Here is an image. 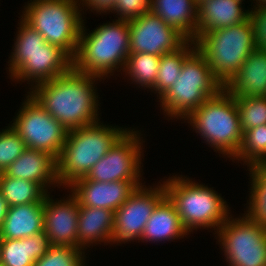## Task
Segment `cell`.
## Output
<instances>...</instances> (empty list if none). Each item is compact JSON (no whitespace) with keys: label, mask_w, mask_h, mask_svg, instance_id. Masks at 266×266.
<instances>
[{"label":"cell","mask_w":266,"mask_h":266,"mask_svg":"<svg viewBox=\"0 0 266 266\" xmlns=\"http://www.w3.org/2000/svg\"><path fill=\"white\" fill-rule=\"evenodd\" d=\"M100 79L72 68L55 79L32 86L27 93L69 131L100 121L94 86L95 80Z\"/></svg>","instance_id":"cell-1"},{"label":"cell","mask_w":266,"mask_h":266,"mask_svg":"<svg viewBox=\"0 0 266 266\" xmlns=\"http://www.w3.org/2000/svg\"><path fill=\"white\" fill-rule=\"evenodd\" d=\"M82 25L73 68L104 79L116 69L124 70L130 53L129 21L113 20L89 34Z\"/></svg>","instance_id":"cell-2"},{"label":"cell","mask_w":266,"mask_h":266,"mask_svg":"<svg viewBox=\"0 0 266 266\" xmlns=\"http://www.w3.org/2000/svg\"><path fill=\"white\" fill-rule=\"evenodd\" d=\"M100 123L67 132L65 144L57 159V178L60 186L65 185L66 188L75 180L85 177L129 130Z\"/></svg>","instance_id":"cell-3"},{"label":"cell","mask_w":266,"mask_h":266,"mask_svg":"<svg viewBox=\"0 0 266 266\" xmlns=\"http://www.w3.org/2000/svg\"><path fill=\"white\" fill-rule=\"evenodd\" d=\"M163 186L188 233L197 228L213 227L218 230L229 217L230 210L226 201L208 186L185 179L182 175L169 177L163 182Z\"/></svg>","instance_id":"cell-4"},{"label":"cell","mask_w":266,"mask_h":266,"mask_svg":"<svg viewBox=\"0 0 266 266\" xmlns=\"http://www.w3.org/2000/svg\"><path fill=\"white\" fill-rule=\"evenodd\" d=\"M224 88L214 76L205 56L196 48L184 61L178 80L160 98L170 119L184 120L207 99Z\"/></svg>","instance_id":"cell-5"},{"label":"cell","mask_w":266,"mask_h":266,"mask_svg":"<svg viewBox=\"0 0 266 266\" xmlns=\"http://www.w3.org/2000/svg\"><path fill=\"white\" fill-rule=\"evenodd\" d=\"M185 120L218 153L231 159L237 154L243 131L235 97L224 88L216 96L207 99Z\"/></svg>","instance_id":"cell-6"},{"label":"cell","mask_w":266,"mask_h":266,"mask_svg":"<svg viewBox=\"0 0 266 266\" xmlns=\"http://www.w3.org/2000/svg\"><path fill=\"white\" fill-rule=\"evenodd\" d=\"M24 6L22 19L38 31L49 44L75 57L79 45L82 11L79 0H30Z\"/></svg>","instance_id":"cell-7"},{"label":"cell","mask_w":266,"mask_h":266,"mask_svg":"<svg viewBox=\"0 0 266 266\" xmlns=\"http://www.w3.org/2000/svg\"><path fill=\"white\" fill-rule=\"evenodd\" d=\"M214 76L223 86L255 50L250 18L230 27L201 32L195 39Z\"/></svg>","instance_id":"cell-8"},{"label":"cell","mask_w":266,"mask_h":266,"mask_svg":"<svg viewBox=\"0 0 266 266\" xmlns=\"http://www.w3.org/2000/svg\"><path fill=\"white\" fill-rule=\"evenodd\" d=\"M215 232L228 266H266V225L230 215Z\"/></svg>","instance_id":"cell-9"},{"label":"cell","mask_w":266,"mask_h":266,"mask_svg":"<svg viewBox=\"0 0 266 266\" xmlns=\"http://www.w3.org/2000/svg\"><path fill=\"white\" fill-rule=\"evenodd\" d=\"M22 105L11 127L27 148L50 153L58 159L68 131L30 95Z\"/></svg>","instance_id":"cell-10"},{"label":"cell","mask_w":266,"mask_h":266,"mask_svg":"<svg viewBox=\"0 0 266 266\" xmlns=\"http://www.w3.org/2000/svg\"><path fill=\"white\" fill-rule=\"evenodd\" d=\"M129 129L115 145L80 179L98 182L140 181L141 133Z\"/></svg>","instance_id":"cell-11"},{"label":"cell","mask_w":266,"mask_h":266,"mask_svg":"<svg viewBox=\"0 0 266 266\" xmlns=\"http://www.w3.org/2000/svg\"><path fill=\"white\" fill-rule=\"evenodd\" d=\"M9 58L11 79L30 81L31 87L55 79L73 68V58L62 48L47 42L35 53H12Z\"/></svg>","instance_id":"cell-12"},{"label":"cell","mask_w":266,"mask_h":266,"mask_svg":"<svg viewBox=\"0 0 266 266\" xmlns=\"http://www.w3.org/2000/svg\"><path fill=\"white\" fill-rule=\"evenodd\" d=\"M137 187L115 211L113 244L139 240L156 205L166 196L160 183L156 187Z\"/></svg>","instance_id":"cell-13"},{"label":"cell","mask_w":266,"mask_h":266,"mask_svg":"<svg viewBox=\"0 0 266 266\" xmlns=\"http://www.w3.org/2000/svg\"><path fill=\"white\" fill-rule=\"evenodd\" d=\"M130 53L161 57L181 48L188 39L151 11L129 21Z\"/></svg>","instance_id":"cell-14"},{"label":"cell","mask_w":266,"mask_h":266,"mask_svg":"<svg viewBox=\"0 0 266 266\" xmlns=\"http://www.w3.org/2000/svg\"><path fill=\"white\" fill-rule=\"evenodd\" d=\"M63 199L54 202L49 194L45 197L44 232L51 245L77 247L79 202L70 194Z\"/></svg>","instance_id":"cell-15"},{"label":"cell","mask_w":266,"mask_h":266,"mask_svg":"<svg viewBox=\"0 0 266 266\" xmlns=\"http://www.w3.org/2000/svg\"><path fill=\"white\" fill-rule=\"evenodd\" d=\"M142 183L140 181L98 182L77 179L68 186L79 204L116 211Z\"/></svg>","instance_id":"cell-16"},{"label":"cell","mask_w":266,"mask_h":266,"mask_svg":"<svg viewBox=\"0 0 266 266\" xmlns=\"http://www.w3.org/2000/svg\"><path fill=\"white\" fill-rule=\"evenodd\" d=\"M3 173L9 177L36 182L47 192L50 185L59 186L57 159L44 151L27 148Z\"/></svg>","instance_id":"cell-17"},{"label":"cell","mask_w":266,"mask_h":266,"mask_svg":"<svg viewBox=\"0 0 266 266\" xmlns=\"http://www.w3.org/2000/svg\"><path fill=\"white\" fill-rule=\"evenodd\" d=\"M224 89L234 97L266 96V51L250 53Z\"/></svg>","instance_id":"cell-18"},{"label":"cell","mask_w":266,"mask_h":266,"mask_svg":"<svg viewBox=\"0 0 266 266\" xmlns=\"http://www.w3.org/2000/svg\"><path fill=\"white\" fill-rule=\"evenodd\" d=\"M114 219L112 210L79 204L77 247L86 250L93 243H113Z\"/></svg>","instance_id":"cell-19"},{"label":"cell","mask_w":266,"mask_h":266,"mask_svg":"<svg viewBox=\"0 0 266 266\" xmlns=\"http://www.w3.org/2000/svg\"><path fill=\"white\" fill-rule=\"evenodd\" d=\"M244 0H207L198 6L197 36L201 32L230 27L249 18L243 10Z\"/></svg>","instance_id":"cell-20"},{"label":"cell","mask_w":266,"mask_h":266,"mask_svg":"<svg viewBox=\"0 0 266 266\" xmlns=\"http://www.w3.org/2000/svg\"><path fill=\"white\" fill-rule=\"evenodd\" d=\"M185 235L189 233L183 227L174 204L165 196L153 210L140 240L155 243L184 238Z\"/></svg>","instance_id":"cell-21"},{"label":"cell","mask_w":266,"mask_h":266,"mask_svg":"<svg viewBox=\"0 0 266 266\" xmlns=\"http://www.w3.org/2000/svg\"><path fill=\"white\" fill-rule=\"evenodd\" d=\"M44 203L11 206L0 228V239H23L44 231Z\"/></svg>","instance_id":"cell-22"},{"label":"cell","mask_w":266,"mask_h":266,"mask_svg":"<svg viewBox=\"0 0 266 266\" xmlns=\"http://www.w3.org/2000/svg\"><path fill=\"white\" fill-rule=\"evenodd\" d=\"M150 11L188 40L197 38L198 6L194 0H151Z\"/></svg>","instance_id":"cell-23"},{"label":"cell","mask_w":266,"mask_h":266,"mask_svg":"<svg viewBox=\"0 0 266 266\" xmlns=\"http://www.w3.org/2000/svg\"><path fill=\"white\" fill-rule=\"evenodd\" d=\"M51 246L43 231L23 239H1L2 266H34L35 261L46 254Z\"/></svg>","instance_id":"cell-24"},{"label":"cell","mask_w":266,"mask_h":266,"mask_svg":"<svg viewBox=\"0 0 266 266\" xmlns=\"http://www.w3.org/2000/svg\"><path fill=\"white\" fill-rule=\"evenodd\" d=\"M0 192L9 207L15 205L44 203L48 192L38 183L13 178L0 173Z\"/></svg>","instance_id":"cell-25"},{"label":"cell","mask_w":266,"mask_h":266,"mask_svg":"<svg viewBox=\"0 0 266 266\" xmlns=\"http://www.w3.org/2000/svg\"><path fill=\"white\" fill-rule=\"evenodd\" d=\"M194 45V46H193ZM193 46V47H192ZM190 47V48H189ZM197 48L196 42L188 40L176 51L160 57L156 82L151 91L160 98L178 80L185 59Z\"/></svg>","instance_id":"cell-26"},{"label":"cell","mask_w":266,"mask_h":266,"mask_svg":"<svg viewBox=\"0 0 266 266\" xmlns=\"http://www.w3.org/2000/svg\"><path fill=\"white\" fill-rule=\"evenodd\" d=\"M160 57L147 53H129L123 72L136 84L152 89L156 82Z\"/></svg>","instance_id":"cell-27"},{"label":"cell","mask_w":266,"mask_h":266,"mask_svg":"<svg viewBox=\"0 0 266 266\" xmlns=\"http://www.w3.org/2000/svg\"><path fill=\"white\" fill-rule=\"evenodd\" d=\"M266 158V124L243 132L242 143L232 158L244 162L248 167L259 165Z\"/></svg>","instance_id":"cell-28"},{"label":"cell","mask_w":266,"mask_h":266,"mask_svg":"<svg viewBox=\"0 0 266 266\" xmlns=\"http://www.w3.org/2000/svg\"><path fill=\"white\" fill-rule=\"evenodd\" d=\"M251 191L245 214L252 220L266 225V173L258 166L249 167Z\"/></svg>","instance_id":"cell-29"},{"label":"cell","mask_w":266,"mask_h":266,"mask_svg":"<svg viewBox=\"0 0 266 266\" xmlns=\"http://www.w3.org/2000/svg\"><path fill=\"white\" fill-rule=\"evenodd\" d=\"M243 132L266 124V96L235 97Z\"/></svg>","instance_id":"cell-30"},{"label":"cell","mask_w":266,"mask_h":266,"mask_svg":"<svg viewBox=\"0 0 266 266\" xmlns=\"http://www.w3.org/2000/svg\"><path fill=\"white\" fill-rule=\"evenodd\" d=\"M85 252L74 246L51 245L34 266H86Z\"/></svg>","instance_id":"cell-31"},{"label":"cell","mask_w":266,"mask_h":266,"mask_svg":"<svg viewBox=\"0 0 266 266\" xmlns=\"http://www.w3.org/2000/svg\"><path fill=\"white\" fill-rule=\"evenodd\" d=\"M25 142L10 126L0 132V173L11 165L25 150Z\"/></svg>","instance_id":"cell-32"},{"label":"cell","mask_w":266,"mask_h":266,"mask_svg":"<svg viewBox=\"0 0 266 266\" xmlns=\"http://www.w3.org/2000/svg\"><path fill=\"white\" fill-rule=\"evenodd\" d=\"M18 27L16 41L11 53H35L43 48L45 38L22 18Z\"/></svg>","instance_id":"cell-33"},{"label":"cell","mask_w":266,"mask_h":266,"mask_svg":"<svg viewBox=\"0 0 266 266\" xmlns=\"http://www.w3.org/2000/svg\"><path fill=\"white\" fill-rule=\"evenodd\" d=\"M151 0H117L113 13H117L118 20L130 21L150 11Z\"/></svg>","instance_id":"cell-34"},{"label":"cell","mask_w":266,"mask_h":266,"mask_svg":"<svg viewBox=\"0 0 266 266\" xmlns=\"http://www.w3.org/2000/svg\"><path fill=\"white\" fill-rule=\"evenodd\" d=\"M255 49L266 51V8L250 10Z\"/></svg>","instance_id":"cell-35"},{"label":"cell","mask_w":266,"mask_h":266,"mask_svg":"<svg viewBox=\"0 0 266 266\" xmlns=\"http://www.w3.org/2000/svg\"><path fill=\"white\" fill-rule=\"evenodd\" d=\"M117 0H79V4H83L85 7H88L91 11H97L96 13L101 14L112 12L114 10ZM82 2V3H81Z\"/></svg>","instance_id":"cell-36"},{"label":"cell","mask_w":266,"mask_h":266,"mask_svg":"<svg viewBox=\"0 0 266 266\" xmlns=\"http://www.w3.org/2000/svg\"><path fill=\"white\" fill-rule=\"evenodd\" d=\"M8 209H9V205L0 192V228L4 222V219L6 218Z\"/></svg>","instance_id":"cell-37"},{"label":"cell","mask_w":266,"mask_h":266,"mask_svg":"<svg viewBox=\"0 0 266 266\" xmlns=\"http://www.w3.org/2000/svg\"><path fill=\"white\" fill-rule=\"evenodd\" d=\"M254 1V0H253ZM256 4L254 6V9L252 8V10H256V9H261V8H266V0H256ZM257 6V7H256Z\"/></svg>","instance_id":"cell-38"},{"label":"cell","mask_w":266,"mask_h":266,"mask_svg":"<svg viewBox=\"0 0 266 266\" xmlns=\"http://www.w3.org/2000/svg\"><path fill=\"white\" fill-rule=\"evenodd\" d=\"M258 166L266 173V158Z\"/></svg>","instance_id":"cell-39"},{"label":"cell","mask_w":266,"mask_h":266,"mask_svg":"<svg viewBox=\"0 0 266 266\" xmlns=\"http://www.w3.org/2000/svg\"><path fill=\"white\" fill-rule=\"evenodd\" d=\"M205 1H207V0H194V3L197 5V6H199V5H201L203 2H205Z\"/></svg>","instance_id":"cell-40"},{"label":"cell","mask_w":266,"mask_h":266,"mask_svg":"<svg viewBox=\"0 0 266 266\" xmlns=\"http://www.w3.org/2000/svg\"><path fill=\"white\" fill-rule=\"evenodd\" d=\"M0 260H1V239H0Z\"/></svg>","instance_id":"cell-41"}]
</instances>
